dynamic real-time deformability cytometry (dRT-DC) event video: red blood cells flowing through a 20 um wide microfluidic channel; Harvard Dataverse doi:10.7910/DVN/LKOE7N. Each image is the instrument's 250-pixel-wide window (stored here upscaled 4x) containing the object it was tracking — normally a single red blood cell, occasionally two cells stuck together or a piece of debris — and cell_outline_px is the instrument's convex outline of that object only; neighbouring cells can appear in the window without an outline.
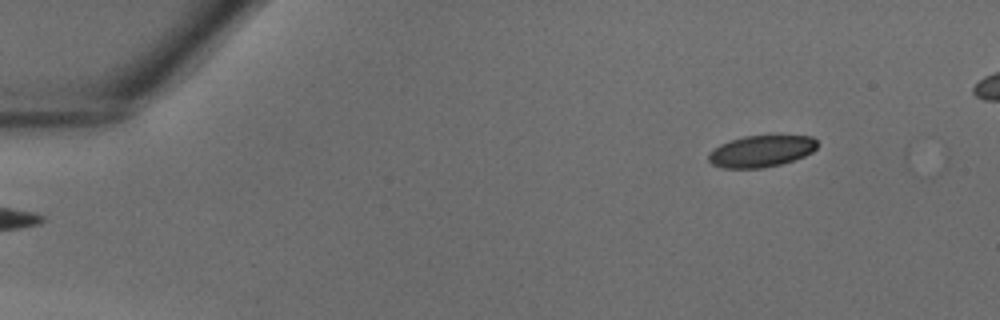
{"species": "common noctule bat (a hibernating species)", "species_latin": "Nyctalus noctula", "temperature_condition": "warm", "stored_images_in_passage": 6, "camera_frame_rate_fps": 3000, "um_per_image_px": 0.085, "animal": {"sex": "male", "body_mass_g": 18.8}, "frame": {"image": 1, "passage_image": 1, "time_ms": 0.0, "image_size_px": [1000, 320], "cell_outline_px": [[816, 148], [812, 152], [804, 156], [780, 164], [764, 168], [720, 168], [712, 164], [708, 160], [708, 152], [720, 144], [744, 136], [812, 136], [816, 140]], "centroid_in_image_um": [64.66, 12.86], "position_along_channel_um": 20.3, "area_um2": 19.94}}